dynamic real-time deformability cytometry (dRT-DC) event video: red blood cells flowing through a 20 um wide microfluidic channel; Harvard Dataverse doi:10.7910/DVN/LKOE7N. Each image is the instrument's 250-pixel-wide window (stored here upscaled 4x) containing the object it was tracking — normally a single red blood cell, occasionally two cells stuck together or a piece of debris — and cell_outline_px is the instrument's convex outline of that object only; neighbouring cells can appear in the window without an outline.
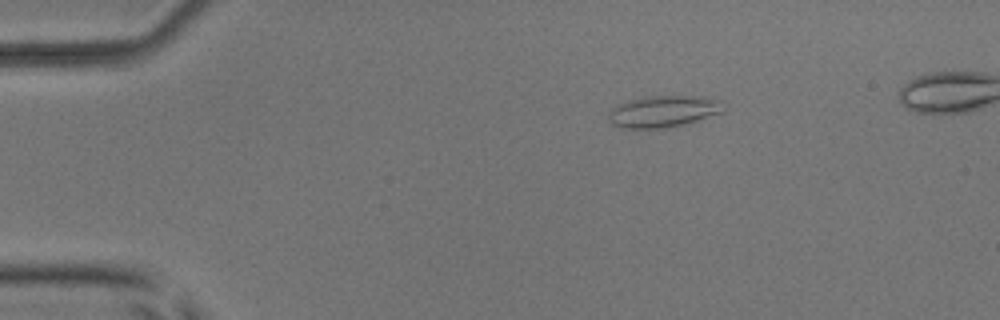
{"species": "common noctule bat (a hibernating species)", "species_latin": "Nyctalus noctula", "temperature_condition": "room temperature", "stored_images_in_passage": 42, "camera_frame_rate_fps": 3000, "um_per_image_px": 0.085, "animal": {"sex": "male", "body_mass_g": 17.9, "forearm_length_mm": 54.2}, "frame": {"image": 1, "passage_image": 1, "time_ms": 0.0, "image_size_px": [1000, 320], "cell_outline_px": [[724, 112], [684, 124], [668, 128], [620, 128], [612, 124], [608, 120], [608, 112], [616, 104], [628, 100], [644, 96], [704, 96], [720, 100], [724, 108]], "centroid_in_image_um": [56.36, 9.46], "position_along_channel_um": 28.6, "area_um2": 21.5}}
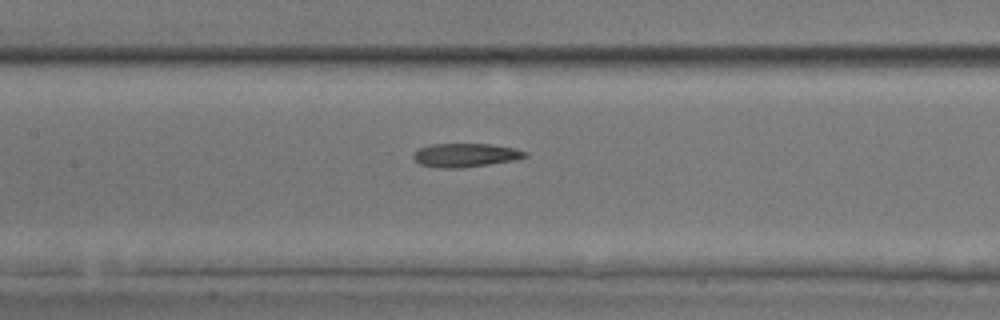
{"frame": {"image": 2, "passage_image": 17, "time_ms": 5.333, "image_size_px": [1000, 320], "cell_outline_px": [[528, 156], [512, 160], [464, 168], [436, 168], [420, 164], [412, 156], [420, 148], [432, 144], [492, 144], [516, 148], [528, 152]], "centroid_in_image_um": [39.58, 13.19], "position_along_channel_um": 167.8, "area_um2": 15.37}}
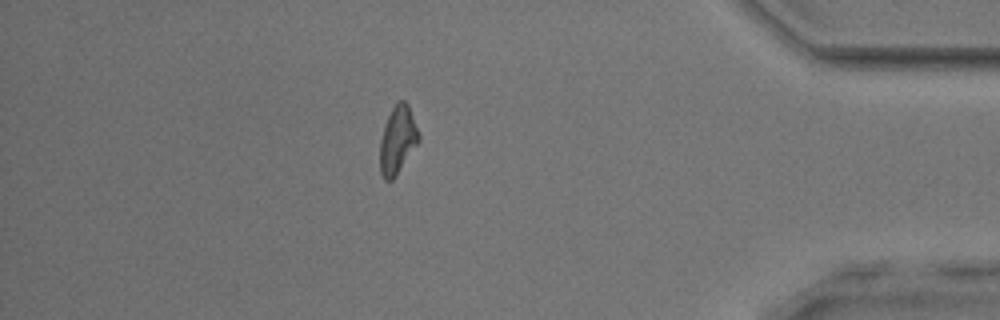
{"frame": {"image": 3, "passage_image": 38, "time_ms": 12.333, "image_size_px": [1000, 320], "cell_outline_px": [[420, 140], [396, 176], [392, 180], [384, 180], [380, 172], [380, 140], [384, 124], [396, 100], [404, 100], [408, 104], [420, 136]], "centroid_in_image_um": [33.79, 11.89], "position_along_channel_um": 401.4, "area_um2": 15.37}, "authors_computed_cell_mechanics": {"area_um2": 15.3748, "velocity_mm_per_s": 3.872, "shape_relaxation_time_tau1_ms": null, "shape_relaxation_time_tau2_ms": 9.0638, "deformation_change_tau1": null, "deformation_change_tau2": 0.241}}